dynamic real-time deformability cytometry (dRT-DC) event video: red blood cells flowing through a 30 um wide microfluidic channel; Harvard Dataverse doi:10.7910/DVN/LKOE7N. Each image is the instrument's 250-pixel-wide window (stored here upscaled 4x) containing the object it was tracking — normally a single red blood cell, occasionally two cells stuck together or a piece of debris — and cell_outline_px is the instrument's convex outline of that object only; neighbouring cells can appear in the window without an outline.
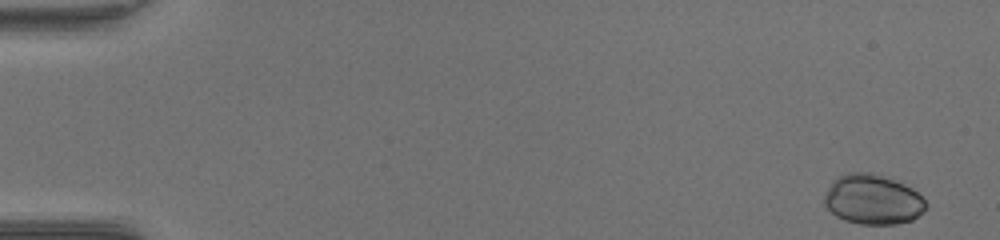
{"species": "common noctule bat (a hibernating species)", "species_latin": "Nyctalus noctula", "temperature_condition": "warm", "stored_images_in_passage": 16, "camera_frame_rate_fps": 3000, "um_per_image_px": 0.085, "animal": {"sex": "female", "body_mass_g": 17.0, "forearm_length_mm": 48.0}, "frame": {"image": 1, "passage_image": 1, "time_ms": 0.0, "image_size_px": [1000, 240], "cell_outline_px": [[928, 204], [924, 212], [912, 220], [896, 224], [860, 224], [844, 220], [836, 216], [824, 204], [824, 196], [832, 180], [848, 172], [868, 172], [904, 184], [912, 188]], "centroid_in_image_um": [74.18, 16.97], "position_along_channel_um": 10.8, "area_um2": 29.36}}
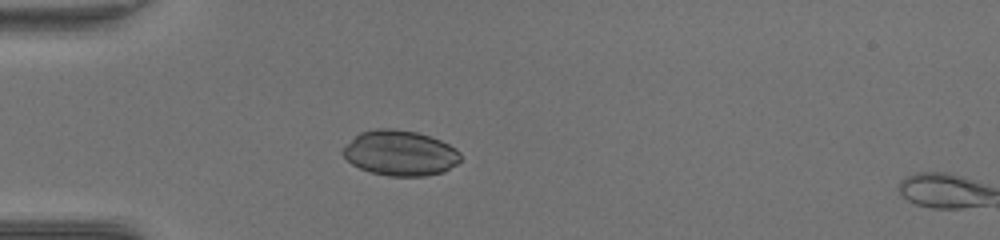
{"frame": {"image": 2, "passage_image": 15, "time_ms": 4.667, "image_size_px": [1000, 240], "cell_outline_px": [[460, 160], [456, 164], [444, 172], [424, 176], [388, 176], [372, 172], [360, 168], [352, 164], [340, 152], [360, 132], [376, 128], [392, 128], [416, 132], [440, 140], [456, 148], [460, 152]], "centroid_in_image_um": [34.02, 13.01], "position_along_channel_um": 51.0, "area_um2": 30.87}}